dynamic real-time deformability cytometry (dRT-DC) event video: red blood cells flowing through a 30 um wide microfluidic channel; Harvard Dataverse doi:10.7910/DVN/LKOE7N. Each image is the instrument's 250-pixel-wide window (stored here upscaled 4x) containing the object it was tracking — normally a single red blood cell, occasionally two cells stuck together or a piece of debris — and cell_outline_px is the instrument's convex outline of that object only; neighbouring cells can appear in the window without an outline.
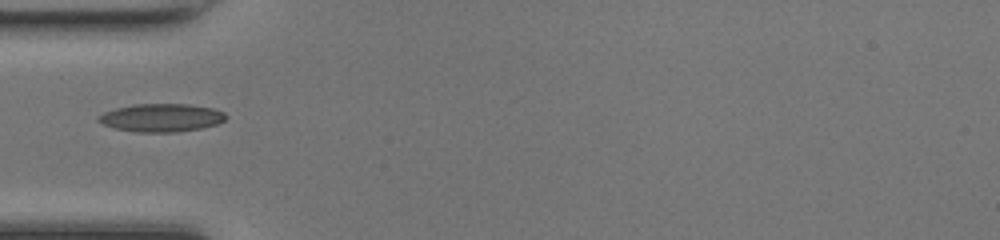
{"species": "common noctule bat (a hibernating species)", "species_latin": "Nyctalus noctula", "temperature_condition": "room temperature", "stored_images_in_passage": 25, "camera_frame_rate_fps": 3000, "um_per_image_px": 0.085, "animal": {"sex": "female", "body_mass_g": 17.0, "forearm_length_mm": 48.0}, "frame": {"image": 1, "passage_image": 1, "time_ms": 0.0, "image_size_px": [1000, 240], "cell_outline_px": [[228, 116], [224, 120], [216, 124], [200, 128], [176, 132], [136, 132], [116, 128], [104, 124], [96, 120], [96, 116], [104, 112], [116, 108], [132, 104], [188, 104], [212, 108], [224, 112]], "centroid_in_image_um": [13.7, 10.0], "position_along_channel_um": 71.3, "area_um2": 20.81}}
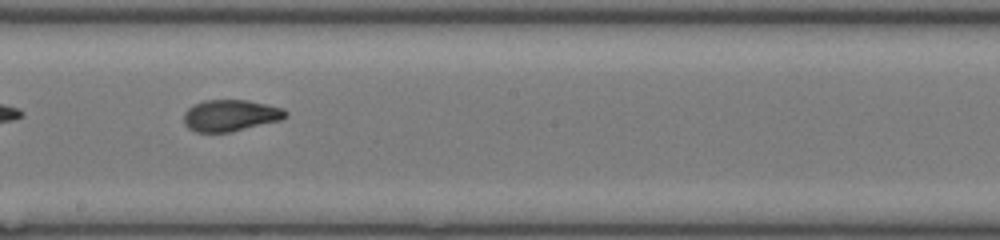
{"frame": {"image": 2, "passage_image": 12, "time_ms": 3.667, "image_size_px": [1000, 240], "cell_outline_px": [[288, 116], [280, 120], [232, 132], [196, 132], [188, 128], [184, 124], [184, 112], [192, 104], [204, 100], [248, 100], [284, 108], [288, 112]], "centroid_in_image_um": [19.58, 9.81], "position_along_channel_um": 228.6, "area_um2": 18.9}}
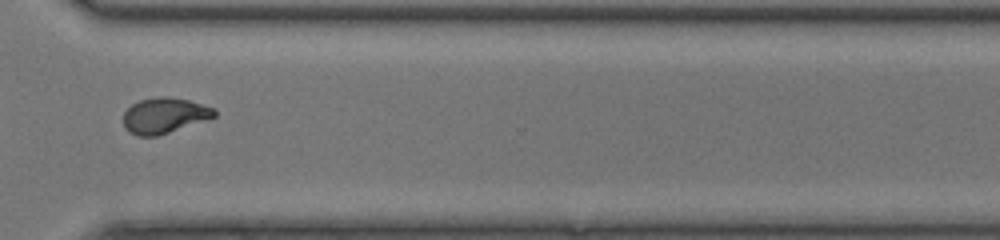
{"frame": {"image": 3, "passage_image": 21, "time_ms": 6.667, "image_size_px": [1000, 240], "cell_outline_px": [[216, 116], [156, 136], [136, 136], [128, 132], [124, 128], [124, 112], [132, 104], [140, 100], [160, 96], [168, 96], [188, 100], [216, 108]], "centroid_in_image_um": [13.95, 9.81], "position_along_channel_um": 356.7, "area_um2": 18.73}}